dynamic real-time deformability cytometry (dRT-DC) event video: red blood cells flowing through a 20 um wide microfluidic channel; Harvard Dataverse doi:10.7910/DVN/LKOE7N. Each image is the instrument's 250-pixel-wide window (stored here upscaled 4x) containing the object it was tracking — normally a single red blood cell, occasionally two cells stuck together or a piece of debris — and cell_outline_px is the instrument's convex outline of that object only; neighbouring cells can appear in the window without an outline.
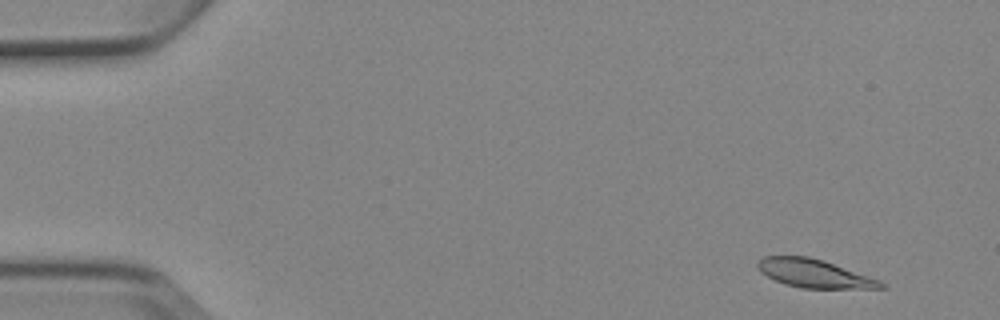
{"species": "Egyptian fruit bat (a non-hibernating species)", "species_latin": "Rousettus aegyptiacus", "temperature_condition": "cold", "stored_images_in_passage": 6, "camera_frame_rate_fps": 3000, "um_per_image_px": 0.085, "animal": {"sex": "female"}, "frame": {"image": 1, "passage_image": 1, "time_ms": 0.0, "image_size_px": [1000, 320], "cell_outline_px": [[888, 288], [800, 288], [784, 284], [760, 272], [756, 268], [756, 264], [764, 256], [808, 256], [824, 260], [880, 280]], "centroid_in_image_um": [69.19, 23.24], "position_along_channel_um": 15.8, "area_um2": 20.29}}
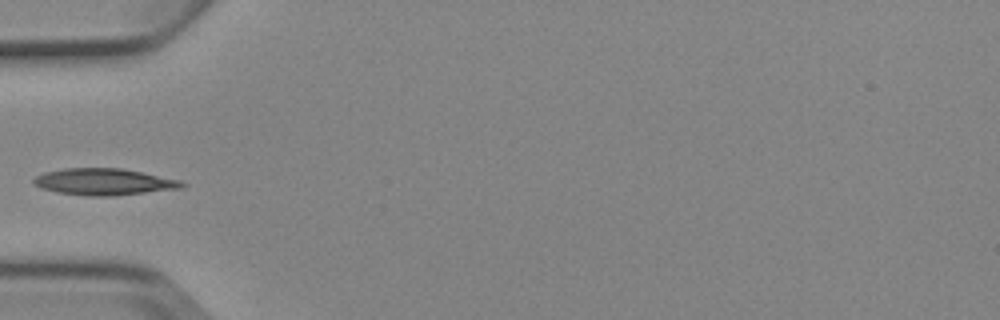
{"frame": {"image": 2, "passage_image": 5, "time_ms": 4.667, "image_size_px": [1000, 320], "cell_outline_px": [[188, 184], [184, 188], [112, 196], [88, 196], [56, 192], [40, 188], [32, 184], [32, 180], [36, 176], [44, 172], [64, 168], [120, 168], [180, 180]], "centroid_in_image_um": [8.81, 15.46], "position_along_channel_um": 76.2, "area_um2": 23.12}}
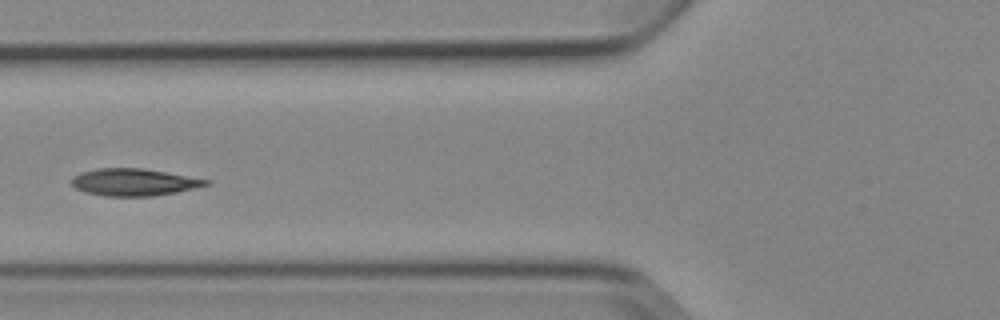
{"frame": {"image": 3, "passage_image": 6, "time_ms": 5.667, "image_size_px": [1000, 320], "cell_outline_px": [[212, 184], [176, 192], [152, 196], [104, 196], [84, 192], [76, 188], [72, 184], [72, 176], [80, 172], [96, 168], [144, 168], [212, 180]], "centroid_in_image_um": [11.39, 15.48], "position_along_channel_um": 114.4, "area_um2": 21.44}}